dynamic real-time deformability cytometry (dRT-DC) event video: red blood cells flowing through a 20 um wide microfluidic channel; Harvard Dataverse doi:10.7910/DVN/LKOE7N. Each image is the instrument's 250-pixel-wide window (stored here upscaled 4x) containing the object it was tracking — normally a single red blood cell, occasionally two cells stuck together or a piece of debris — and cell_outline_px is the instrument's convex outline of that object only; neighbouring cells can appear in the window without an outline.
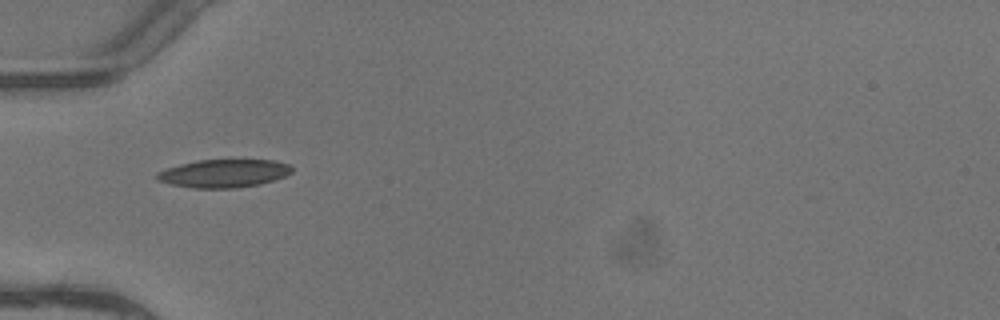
{"species": "common noctule bat (a hibernating species)", "species_latin": "Nyctalus noctula", "temperature_condition": "warm", "stored_images_in_passage": 2, "camera_frame_rate_fps": 3000, "um_per_image_px": 0.085, "animal": {"sex": "female"}, "frame": {"image": 1, "passage_image": 2, "time_ms": 0.333, "image_size_px": [1000, 320], "cell_outline_px": [[292, 172], [284, 176], [260, 184], [236, 188], [192, 188], [172, 184], [156, 180], [156, 172], [164, 168], [196, 160], [276, 160], [288, 164], [292, 168]], "centroid_in_image_um": [18.98, 14.73], "position_along_channel_um": 66.0, "area_um2": 22.14}}